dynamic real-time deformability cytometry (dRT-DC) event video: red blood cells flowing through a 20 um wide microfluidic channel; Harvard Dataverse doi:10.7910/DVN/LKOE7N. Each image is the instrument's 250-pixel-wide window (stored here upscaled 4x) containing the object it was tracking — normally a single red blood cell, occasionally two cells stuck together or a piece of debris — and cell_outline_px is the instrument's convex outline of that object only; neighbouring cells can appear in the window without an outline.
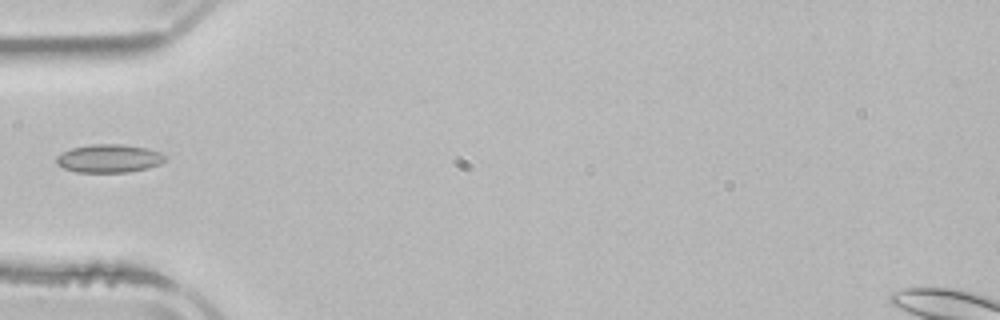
{"species": "common noctule bat (a hibernating species)", "species_latin": "Nyctalus noctula", "temperature_condition": "room temperature", "stored_images_in_passage": 1, "camera_frame_rate_fps": 3000, "um_per_image_px": 0.085, "animal": {"sex": "male", "body_mass_g": 21.5, "forearm_length_mm": 52.0}, "frame": {"image": 1, "passage_image": 1, "time_ms": 0.0, "image_size_px": [1000, 320], "cell_outline_px": [[168, 156], [160, 164], [148, 168], [128, 172], [76, 172], [64, 168], [56, 164], [56, 156], [72, 148], [92, 144], [120, 144], [148, 148], [160, 152]], "centroid_in_image_um": [9.29, 13.47], "position_along_channel_um": 75.7, "area_um2": 17.92}}